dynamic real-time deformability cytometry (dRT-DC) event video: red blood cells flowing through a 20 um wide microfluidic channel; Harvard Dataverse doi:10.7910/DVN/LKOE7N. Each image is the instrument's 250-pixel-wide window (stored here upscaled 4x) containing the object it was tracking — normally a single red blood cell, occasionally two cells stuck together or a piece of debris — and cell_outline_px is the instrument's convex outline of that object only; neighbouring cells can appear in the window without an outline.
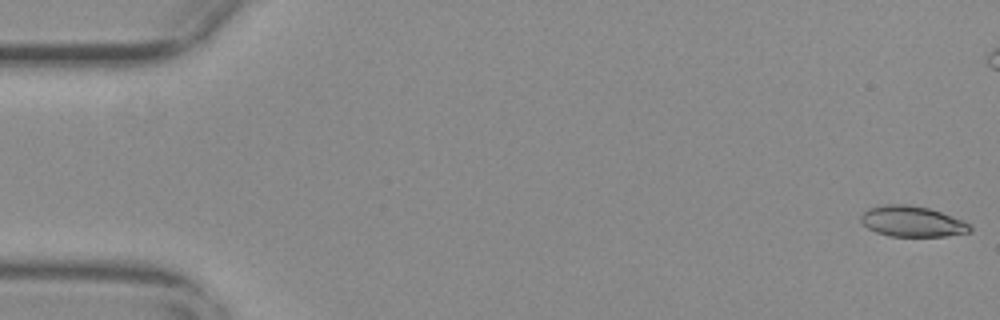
{"species": "common noctule bat (a hibernating species)", "species_latin": "Nyctalus noctula", "temperature_condition": "warm", "stored_images_in_passage": 57, "camera_frame_rate_fps": 3000, "um_per_image_px": 0.085, "animal": {"sex": "female", "body_mass_g": 29.2, "forearm_length_mm": 56.3}, "frame": {"image": 1, "passage_image": 1, "time_ms": 0.0, "image_size_px": [1000, 320], "cell_outline_px": [[972, 232], [944, 236], [888, 236], [876, 232], [868, 228], [860, 220], [860, 216], [868, 208], [880, 204], [908, 204], [928, 208], [964, 220], [972, 224]], "centroid_in_image_um": [77.55, 18.82], "position_along_channel_um": 7.5, "area_um2": 19.71}}